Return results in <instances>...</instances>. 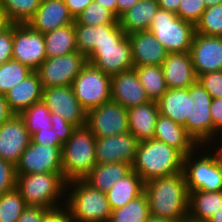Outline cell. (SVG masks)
I'll list each match as a JSON object with an SVG mask.
<instances>
[{"instance_id":"obj_23","label":"cell","mask_w":222,"mask_h":222,"mask_svg":"<svg viewBox=\"0 0 222 222\" xmlns=\"http://www.w3.org/2000/svg\"><path fill=\"white\" fill-rule=\"evenodd\" d=\"M162 69L168 89L188 88L198 79L189 52L168 53Z\"/></svg>"},{"instance_id":"obj_35","label":"cell","mask_w":222,"mask_h":222,"mask_svg":"<svg viewBox=\"0 0 222 222\" xmlns=\"http://www.w3.org/2000/svg\"><path fill=\"white\" fill-rule=\"evenodd\" d=\"M41 0H2V8L12 24H23L34 16Z\"/></svg>"},{"instance_id":"obj_47","label":"cell","mask_w":222,"mask_h":222,"mask_svg":"<svg viewBox=\"0 0 222 222\" xmlns=\"http://www.w3.org/2000/svg\"><path fill=\"white\" fill-rule=\"evenodd\" d=\"M49 209L42 207H26L17 222H42Z\"/></svg>"},{"instance_id":"obj_45","label":"cell","mask_w":222,"mask_h":222,"mask_svg":"<svg viewBox=\"0 0 222 222\" xmlns=\"http://www.w3.org/2000/svg\"><path fill=\"white\" fill-rule=\"evenodd\" d=\"M13 24L0 33V65L12 59Z\"/></svg>"},{"instance_id":"obj_14","label":"cell","mask_w":222,"mask_h":222,"mask_svg":"<svg viewBox=\"0 0 222 222\" xmlns=\"http://www.w3.org/2000/svg\"><path fill=\"white\" fill-rule=\"evenodd\" d=\"M15 173H63L61 149L31 141L15 165Z\"/></svg>"},{"instance_id":"obj_22","label":"cell","mask_w":222,"mask_h":222,"mask_svg":"<svg viewBox=\"0 0 222 222\" xmlns=\"http://www.w3.org/2000/svg\"><path fill=\"white\" fill-rule=\"evenodd\" d=\"M127 36L132 47L134 67L143 65L162 66L168 52L151 32L148 30L137 31Z\"/></svg>"},{"instance_id":"obj_42","label":"cell","mask_w":222,"mask_h":222,"mask_svg":"<svg viewBox=\"0 0 222 222\" xmlns=\"http://www.w3.org/2000/svg\"><path fill=\"white\" fill-rule=\"evenodd\" d=\"M198 80L212 99L222 97V70L204 73L198 77Z\"/></svg>"},{"instance_id":"obj_52","label":"cell","mask_w":222,"mask_h":222,"mask_svg":"<svg viewBox=\"0 0 222 222\" xmlns=\"http://www.w3.org/2000/svg\"><path fill=\"white\" fill-rule=\"evenodd\" d=\"M159 8L174 13L178 12L180 0H157Z\"/></svg>"},{"instance_id":"obj_5","label":"cell","mask_w":222,"mask_h":222,"mask_svg":"<svg viewBox=\"0 0 222 222\" xmlns=\"http://www.w3.org/2000/svg\"><path fill=\"white\" fill-rule=\"evenodd\" d=\"M65 186L63 173L16 174V188L28 207L58 208Z\"/></svg>"},{"instance_id":"obj_44","label":"cell","mask_w":222,"mask_h":222,"mask_svg":"<svg viewBox=\"0 0 222 222\" xmlns=\"http://www.w3.org/2000/svg\"><path fill=\"white\" fill-rule=\"evenodd\" d=\"M51 124H52V130H54L58 136V138L65 143L73 131L76 129V127L67 122L65 119H63L58 113H52L51 112Z\"/></svg>"},{"instance_id":"obj_18","label":"cell","mask_w":222,"mask_h":222,"mask_svg":"<svg viewBox=\"0 0 222 222\" xmlns=\"http://www.w3.org/2000/svg\"><path fill=\"white\" fill-rule=\"evenodd\" d=\"M30 142L31 135L19 115H13L0 126V158L14 166Z\"/></svg>"},{"instance_id":"obj_43","label":"cell","mask_w":222,"mask_h":222,"mask_svg":"<svg viewBox=\"0 0 222 222\" xmlns=\"http://www.w3.org/2000/svg\"><path fill=\"white\" fill-rule=\"evenodd\" d=\"M16 187L15 166L0 158V195Z\"/></svg>"},{"instance_id":"obj_31","label":"cell","mask_w":222,"mask_h":222,"mask_svg":"<svg viewBox=\"0 0 222 222\" xmlns=\"http://www.w3.org/2000/svg\"><path fill=\"white\" fill-rule=\"evenodd\" d=\"M144 190L145 182L132 170L126 177L117 181L106 195L111 209L115 210L142 195Z\"/></svg>"},{"instance_id":"obj_25","label":"cell","mask_w":222,"mask_h":222,"mask_svg":"<svg viewBox=\"0 0 222 222\" xmlns=\"http://www.w3.org/2000/svg\"><path fill=\"white\" fill-rule=\"evenodd\" d=\"M154 139L166 143L178 150L184 157L197 148V144L187 134L185 127L174 122L167 116L158 114L155 125Z\"/></svg>"},{"instance_id":"obj_36","label":"cell","mask_w":222,"mask_h":222,"mask_svg":"<svg viewBox=\"0 0 222 222\" xmlns=\"http://www.w3.org/2000/svg\"><path fill=\"white\" fill-rule=\"evenodd\" d=\"M30 135L36 133L38 130L51 129V112L46 104L41 100L31 105L19 115Z\"/></svg>"},{"instance_id":"obj_57","label":"cell","mask_w":222,"mask_h":222,"mask_svg":"<svg viewBox=\"0 0 222 222\" xmlns=\"http://www.w3.org/2000/svg\"><path fill=\"white\" fill-rule=\"evenodd\" d=\"M207 222H222V208H220L218 212L214 213Z\"/></svg>"},{"instance_id":"obj_33","label":"cell","mask_w":222,"mask_h":222,"mask_svg":"<svg viewBox=\"0 0 222 222\" xmlns=\"http://www.w3.org/2000/svg\"><path fill=\"white\" fill-rule=\"evenodd\" d=\"M133 69L151 101H158L168 90L162 66L143 65Z\"/></svg>"},{"instance_id":"obj_34","label":"cell","mask_w":222,"mask_h":222,"mask_svg":"<svg viewBox=\"0 0 222 222\" xmlns=\"http://www.w3.org/2000/svg\"><path fill=\"white\" fill-rule=\"evenodd\" d=\"M150 217L145 192L121 208L112 210L109 222H146Z\"/></svg>"},{"instance_id":"obj_55","label":"cell","mask_w":222,"mask_h":222,"mask_svg":"<svg viewBox=\"0 0 222 222\" xmlns=\"http://www.w3.org/2000/svg\"><path fill=\"white\" fill-rule=\"evenodd\" d=\"M11 24L3 8H0V33L6 30Z\"/></svg>"},{"instance_id":"obj_58","label":"cell","mask_w":222,"mask_h":222,"mask_svg":"<svg viewBox=\"0 0 222 222\" xmlns=\"http://www.w3.org/2000/svg\"><path fill=\"white\" fill-rule=\"evenodd\" d=\"M204 1L206 4V8L211 7V6H216L222 3V0H204Z\"/></svg>"},{"instance_id":"obj_29","label":"cell","mask_w":222,"mask_h":222,"mask_svg":"<svg viewBox=\"0 0 222 222\" xmlns=\"http://www.w3.org/2000/svg\"><path fill=\"white\" fill-rule=\"evenodd\" d=\"M132 171V165L122 162L96 164L84 180L93 188L106 193Z\"/></svg>"},{"instance_id":"obj_4","label":"cell","mask_w":222,"mask_h":222,"mask_svg":"<svg viewBox=\"0 0 222 222\" xmlns=\"http://www.w3.org/2000/svg\"><path fill=\"white\" fill-rule=\"evenodd\" d=\"M73 185L68 196V211L75 222H109L112 209L104 192L90 186L84 179L66 182ZM76 186V187H75Z\"/></svg>"},{"instance_id":"obj_15","label":"cell","mask_w":222,"mask_h":222,"mask_svg":"<svg viewBox=\"0 0 222 222\" xmlns=\"http://www.w3.org/2000/svg\"><path fill=\"white\" fill-rule=\"evenodd\" d=\"M42 101L52 113H58L76 128L86 126L87 111L78 102L72 86L43 89Z\"/></svg>"},{"instance_id":"obj_13","label":"cell","mask_w":222,"mask_h":222,"mask_svg":"<svg viewBox=\"0 0 222 222\" xmlns=\"http://www.w3.org/2000/svg\"><path fill=\"white\" fill-rule=\"evenodd\" d=\"M12 59L36 71L46 59L43 34L27 23L13 24Z\"/></svg>"},{"instance_id":"obj_9","label":"cell","mask_w":222,"mask_h":222,"mask_svg":"<svg viewBox=\"0 0 222 222\" xmlns=\"http://www.w3.org/2000/svg\"><path fill=\"white\" fill-rule=\"evenodd\" d=\"M189 96L193 99L194 106L190 118L186 119L183 126L197 145L207 144L217 131L213 127L210 112L212 97L198 79L189 86Z\"/></svg>"},{"instance_id":"obj_12","label":"cell","mask_w":222,"mask_h":222,"mask_svg":"<svg viewBox=\"0 0 222 222\" xmlns=\"http://www.w3.org/2000/svg\"><path fill=\"white\" fill-rule=\"evenodd\" d=\"M86 127L96 138H105L129 132L127 109L108 101L87 112Z\"/></svg>"},{"instance_id":"obj_37","label":"cell","mask_w":222,"mask_h":222,"mask_svg":"<svg viewBox=\"0 0 222 222\" xmlns=\"http://www.w3.org/2000/svg\"><path fill=\"white\" fill-rule=\"evenodd\" d=\"M33 70L13 59L0 65V93L5 94L16 84L28 77Z\"/></svg>"},{"instance_id":"obj_61","label":"cell","mask_w":222,"mask_h":222,"mask_svg":"<svg viewBox=\"0 0 222 222\" xmlns=\"http://www.w3.org/2000/svg\"><path fill=\"white\" fill-rule=\"evenodd\" d=\"M0 8H2V0H0Z\"/></svg>"},{"instance_id":"obj_56","label":"cell","mask_w":222,"mask_h":222,"mask_svg":"<svg viewBox=\"0 0 222 222\" xmlns=\"http://www.w3.org/2000/svg\"><path fill=\"white\" fill-rule=\"evenodd\" d=\"M146 222H187V221H175L172 219L158 218V217L150 216Z\"/></svg>"},{"instance_id":"obj_17","label":"cell","mask_w":222,"mask_h":222,"mask_svg":"<svg viewBox=\"0 0 222 222\" xmlns=\"http://www.w3.org/2000/svg\"><path fill=\"white\" fill-rule=\"evenodd\" d=\"M189 53L197 78L222 70V37L195 33Z\"/></svg>"},{"instance_id":"obj_41","label":"cell","mask_w":222,"mask_h":222,"mask_svg":"<svg viewBox=\"0 0 222 222\" xmlns=\"http://www.w3.org/2000/svg\"><path fill=\"white\" fill-rule=\"evenodd\" d=\"M205 9L206 4L204 0H180V5L176 14L182 20L196 26Z\"/></svg>"},{"instance_id":"obj_6","label":"cell","mask_w":222,"mask_h":222,"mask_svg":"<svg viewBox=\"0 0 222 222\" xmlns=\"http://www.w3.org/2000/svg\"><path fill=\"white\" fill-rule=\"evenodd\" d=\"M148 31L168 53L189 52L196 33L195 25L182 20L174 12L160 8L152 18Z\"/></svg>"},{"instance_id":"obj_21","label":"cell","mask_w":222,"mask_h":222,"mask_svg":"<svg viewBox=\"0 0 222 222\" xmlns=\"http://www.w3.org/2000/svg\"><path fill=\"white\" fill-rule=\"evenodd\" d=\"M32 29L42 34L63 26L74 24L64 0H41L34 16L27 23Z\"/></svg>"},{"instance_id":"obj_20","label":"cell","mask_w":222,"mask_h":222,"mask_svg":"<svg viewBox=\"0 0 222 222\" xmlns=\"http://www.w3.org/2000/svg\"><path fill=\"white\" fill-rule=\"evenodd\" d=\"M76 47L86 57L104 41H121L127 34L119 24L83 25L74 23Z\"/></svg>"},{"instance_id":"obj_53","label":"cell","mask_w":222,"mask_h":222,"mask_svg":"<svg viewBox=\"0 0 222 222\" xmlns=\"http://www.w3.org/2000/svg\"><path fill=\"white\" fill-rule=\"evenodd\" d=\"M139 0H117V18L120 17L125 11L130 9Z\"/></svg>"},{"instance_id":"obj_49","label":"cell","mask_w":222,"mask_h":222,"mask_svg":"<svg viewBox=\"0 0 222 222\" xmlns=\"http://www.w3.org/2000/svg\"><path fill=\"white\" fill-rule=\"evenodd\" d=\"M93 1L94 0H64V3L66 4L70 15L75 20Z\"/></svg>"},{"instance_id":"obj_10","label":"cell","mask_w":222,"mask_h":222,"mask_svg":"<svg viewBox=\"0 0 222 222\" xmlns=\"http://www.w3.org/2000/svg\"><path fill=\"white\" fill-rule=\"evenodd\" d=\"M90 62L109 76L134 68L132 47L128 36L121 41H104L87 56Z\"/></svg>"},{"instance_id":"obj_3","label":"cell","mask_w":222,"mask_h":222,"mask_svg":"<svg viewBox=\"0 0 222 222\" xmlns=\"http://www.w3.org/2000/svg\"><path fill=\"white\" fill-rule=\"evenodd\" d=\"M95 142L96 137L84 126L76 128L63 143L62 172L66 182L84 179L97 164Z\"/></svg>"},{"instance_id":"obj_19","label":"cell","mask_w":222,"mask_h":222,"mask_svg":"<svg viewBox=\"0 0 222 222\" xmlns=\"http://www.w3.org/2000/svg\"><path fill=\"white\" fill-rule=\"evenodd\" d=\"M111 100L127 110L151 101L134 69L111 77Z\"/></svg>"},{"instance_id":"obj_30","label":"cell","mask_w":222,"mask_h":222,"mask_svg":"<svg viewBox=\"0 0 222 222\" xmlns=\"http://www.w3.org/2000/svg\"><path fill=\"white\" fill-rule=\"evenodd\" d=\"M222 208V191L189 193L188 222H207L214 213Z\"/></svg>"},{"instance_id":"obj_38","label":"cell","mask_w":222,"mask_h":222,"mask_svg":"<svg viewBox=\"0 0 222 222\" xmlns=\"http://www.w3.org/2000/svg\"><path fill=\"white\" fill-rule=\"evenodd\" d=\"M27 205L15 187L0 195V222H17Z\"/></svg>"},{"instance_id":"obj_32","label":"cell","mask_w":222,"mask_h":222,"mask_svg":"<svg viewBox=\"0 0 222 222\" xmlns=\"http://www.w3.org/2000/svg\"><path fill=\"white\" fill-rule=\"evenodd\" d=\"M46 58L58 57L77 51L74 24L43 34Z\"/></svg>"},{"instance_id":"obj_51","label":"cell","mask_w":222,"mask_h":222,"mask_svg":"<svg viewBox=\"0 0 222 222\" xmlns=\"http://www.w3.org/2000/svg\"><path fill=\"white\" fill-rule=\"evenodd\" d=\"M14 114L11 112L5 94L0 93V126L8 121Z\"/></svg>"},{"instance_id":"obj_2","label":"cell","mask_w":222,"mask_h":222,"mask_svg":"<svg viewBox=\"0 0 222 222\" xmlns=\"http://www.w3.org/2000/svg\"><path fill=\"white\" fill-rule=\"evenodd\" d=\"M184 156L175 148L156 139L141 141L136 151L132 170L146 183L182 172Z\"/></svg>"},{"instance_id":"obj_7","label":"cell","mask_w":222,"mask_h":222,"mask_svg":"<svg viewBox=\"0 0 222 222\" xmlns=\"http://www.w3.org/2000/svg\"><path fill=\"white\" fill-rule=\"evenodd\" d=\"M78 102L88 112L111 101V76L87 62L72 83Z\"/></svg>"},{"instance_id":"obj_50","label":"cell","mask_w":222,"mask_h":222,"mask_svg":"<svg viewBox=\"0 0 222 222\" xmlns=\"http://www.w3.org/2000/svg\"><path fill=\"white\" fill-rule=\"evenodd\" d=\"M213 127L217 130L222 126V97L212 99L210 106Z\"/></svg>"},{"instance_id":"obj_27","label":"cell","mask_w":222,"mask_h":222,"mask_svg":"<svg viewBox=\"0 0 222 222\" xmlns=\"http://www.w3.org/2000/svg\"><path fill=\"white\" fill-rule=\"evenodd\" d=\"M129 132L141 142L154 138L156 119L159 114L157 101H150L143 105L127 110Z\"/></svg>"},{"instance_id":"obj_46","label":"cell","mask_w":222,"mask_h":222,"mask_svg":"<svg viewBox=\"0 0 222 222\" xmlns=\"http://www.w3.org/2000/svg\"><path fill=\"white\" fill-rule=\"evenodd\" d=\"M57 133L51 129H40L31 135V141L40 145L58 146L62 150L63 142L56 135Z\"/></svg>"},{"instance_id":"obj_48","label":"cell","mask_w":222,"mask_h":222,"mask_svg":"<svg viewBox=\"0 0 222 222\" xmlns=\"http://www.w3.org/2000/svg\"><path fill=\"white\" fill-rule=\"evenodd\" d=\"M64 208L66 210L61 207L49 210L42 222H75L71 217L68 208L66 206Z\"/></svg>"},{"instance_id":"obj_8","label":"cell","mask_w":222,"mask_h":222,"mask_svg":"<svg viewBox=\"0 0 222 222\" xmlns=\"http://www.w3.org/2000/svg\"><path fill=\"white\" fill-rule=\"evenodd\" d=\"M194 153L196 154V152L193 151L183 158L182 172L188 192L222 191V166L216 154L212 156H207V154L203 155L201 158L198 157L199 160L197 159L193 162L191 158Z\"/></svg>"},{"instance_id":"obj_1","label":"cell","mask_w":222,"mask_h":222,"mask_svg":"<svg viewBox=\"0 0 222 222\" xmlns=\"http://www.w3.org/2000/svg\"><path fill=\"white\" fill-rule=\"evenodd\" d=\"M144 192L150 216L175 221L188 220L189 192L183 172L146 182Z\"/></svg>"},{"instance_id":"obj_40","label":"cell","mask_w":222,"mask_h":222,"mask_svg":"<svg viewBox=\"0 0 222 222\" xmlns=\"http://www.w3.org/2000/svg\"><path fill=\"white\" fill-rule=\"evenodd\" d=\"M196 33L205 36H222V3L205 9L195 26Z\"/></svg>"},{"instance_id":"obj_60","label":"cell","mask_w":222,"mask_h":222,"mask_svg":"<svg viewBox=\"0 0 222 222\" xmlns=\"http://www.w3.org/2000/svg\"><path fill=\"white\" fill-rule=\"evenodd\" d=\"M218 132H221L220 134H222V126L217 129L216 133L219 134Z\"/></svg>"},{"instance_id":"obj_54","label":"cell","mask_w":222,"mask_h":222,"mask_svg":"<svg viewBox=\"0 0 222 222\" xmlns=\"http://www.w3.org/2000/svg\"><path fill=\"white\" fill-rule=\"evenodd\" d=\"M96 3L102 5L110 10L117 17V0H94Z\"/></svg>"},{"instance_id":"obj_16","label":"cell","mask_w":222,"mask_h":222,"mask_svg":"<svg viewBox=\"0 0 222 222\" xmlns=\"http://www.w3.org/2000/svg\"><path fill=\"white\" fill-rule=\"evenodd\" d=\"M139 141L130 133L96 138L95 160L97 164L122 162L132 165Z\"/></svg>"},{"instance_id":"obj_24","label":"cell","mask_w":222,"mask_h":222,"mask_svg":"<svg viewBox=\"0 0 222 222\" xmlns=\"http://www.w3.org/2000/svg\"><path fill=\"white\" fill-rule=\"evenodd\" d=\"M42 95L43 86L37 71H33L5 93L8 106L14 115H20L31 105L41 101Z\"/></svg>"},{"instance_id":"obj_39","label":"cell","mask_w":222,"mask_h":222,"mask_svg":"<svg viewBox=\"0 0 222 222\" xmlns=\"http://www.w3.org/2000/svg\"><path fill=\"white\" fill-rule=\"evenodd\" d=\"M74 23L97 26L104 24H119V21L110 10L93 1L77 16Z\"/></svg>"},{"instance_id":"obj_28","label":"cell","mask_w":222,"mask_h":222,"mask_svg":"<svg viewBox=\"0 0 222 222\" xmlns=\"http://www.w3.org/2000/svg\"><path fill=\"white\" fill-rule=\"evenodd\" d=\"M158 9L157 0H139L120 15L119 26L127 35L137 31H146Z\"/></svg>"},{"instance_id":"obj_59","label":"cell","mask_w":222,"mask_h":222,"mask_svg":"<svg viewBox=\"0 0 222 222\" xmlns=\"http://www.w3.org/2000/svg\"><path fill=\"white\" fill-rule=\"evenodd\" d=\"M216 156L222 166V146L216 150Z\"/></svg>"},{"instance_id":"obj_26","label":"cell","mask_w":222,"mask_h":222,"mask_svg":"<svg viewBox=\"0 0 222 222\" xmlns=\"http://www.w3.org/2000/svg\"><path fill=\"white\" fill-rule=\"evenodd\" d=\"M157 104L159 113L181 125L190 118L194 106L193 99L189 96V87L168 89Z\"/></svg>"},{"instance_id":"obj_11","label":"cell","mask_w":222,"mask_h":222,"mask_svg":"<svg viewBox=\"0 0 222 222\" xmlns=\"http://www.w3.org/2000/svg\"><path fill=\"white\" fill-rule=\"evenodd\" d=\"M86 63L87 57L75 51L58 57L46 58L36 71L43 89L71 86Z\"/></svg>"}]
</instances>
